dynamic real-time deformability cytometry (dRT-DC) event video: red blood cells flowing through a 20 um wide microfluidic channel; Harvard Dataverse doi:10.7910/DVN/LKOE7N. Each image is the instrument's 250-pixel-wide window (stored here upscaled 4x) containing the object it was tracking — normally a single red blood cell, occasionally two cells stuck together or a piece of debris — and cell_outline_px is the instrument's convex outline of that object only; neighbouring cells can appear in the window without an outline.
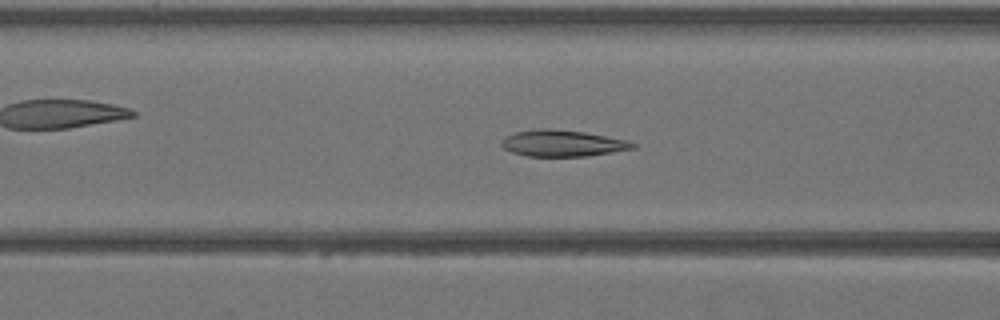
{"species": "Egyptian fruit bat (a non-hibernating species)", "species_latin": "Rousettus aegyptiacus", "temperature_condition": "warm", "stored_images_in_passage": 41, "camera_frame_rate_fps": 3000, "um_per_image_px": 0.085, "animal": {"sex": "female"}, "frame": {"image": 1, "passage_image": 16, "time_ms": 5.0, "image_size_px": [1000, 320], "cell_outline_px": [[636, 148], [588, 156], [528, 156], [512, 152], [504, 148], [500, 144], [500, 140], [504, 136], [516, 132], [536, 128], [548, 128], [584, 132], [628, 140], [636, 144]], "centroid_in_image_um": [47.79, 12.17], "position_along_channel_um": 118.8, "area_um2": 20.29}}
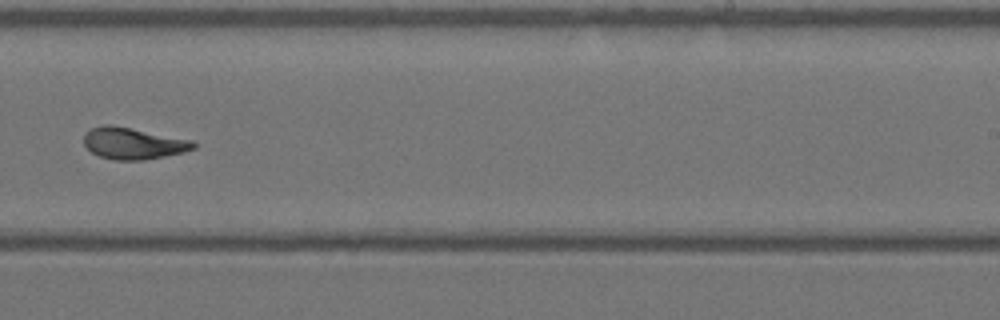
{"frame": {"image": 2, "passage_image": 26, "time_ms": 8.333, "image_size_px": [1000, 320], "cell_outline_px": [[196, 148], [184, 152], [144, 160], [116, 160], [100, 156], [92, 152], [84, 144], [84, 132], [92, 128], [104, 124], [112, 124], [196, 140]], "centroid_in_image_um": [11.36, 12.17], "position_along_channel_um": 277.6, "area_um2": 20.46}}
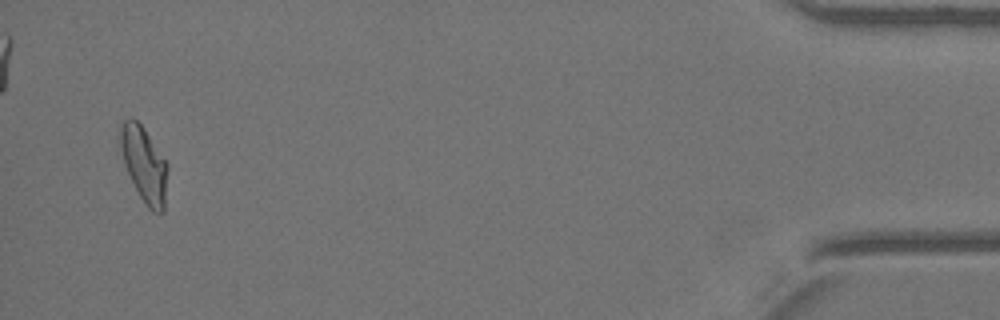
{"frame": {"image": 3, "passage_image": 40, "time_ms": 13.0, "image_size_px": [1000, 320], "cell_outline_px": [[168, 168], [164, 212], [152, 212], [148, 208], [140, 196], [128, 172], [124, 160], [120, 144], [120, 128], [124, 120], [132, 116], [144, 128], [168, 164]], "centroid_in_image_um": [12.28, 13.97], "position_along_channel_um": 422.9, "area_um2": 20.46}}